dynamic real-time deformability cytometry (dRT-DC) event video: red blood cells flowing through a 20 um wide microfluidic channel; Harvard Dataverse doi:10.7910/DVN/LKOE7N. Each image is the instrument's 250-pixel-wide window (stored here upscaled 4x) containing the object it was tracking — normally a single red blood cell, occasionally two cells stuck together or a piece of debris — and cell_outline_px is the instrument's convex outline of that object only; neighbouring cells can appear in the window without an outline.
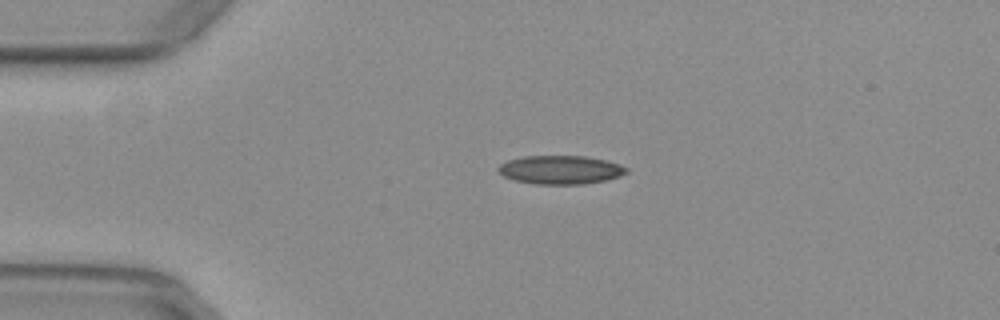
{"species": "common noctule bat (a hibernating species)", "species_latin": "Nyctalus noctula", "temperature_condition": "warm", "stored_images_in_passage": 43, "camera_frame_rate_fps": 3000, "um_per_image_px": 0.085, "animal": {"sex": "female", "body_mass_g": 29.2, "forearm_length_mm": 56.3}, "frame": {"image": 1, "passage_image": 3, "time_ms": 0.667, "image_size_px": [1000, 320], "cell_outline_px": [[628, 172], [620, 176], [604, 180], [584, 184], [536, 184], [516, 180], [504, 176], [496, 168], [500, 164], [508, 160], [524, 156], [584, 156], [604, 160], [620, 164], [628, 168]], "centroid_in_image_um": [47.65, 14.43], "position_along_channel_um": 37.4, "area_um2": 21.21}}
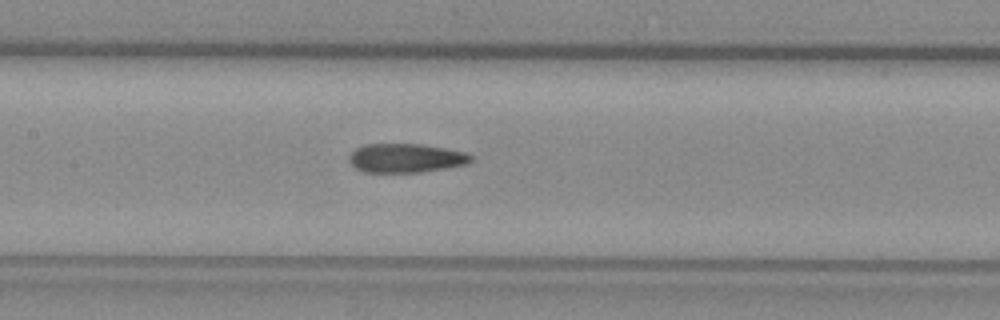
{"frame": {"image": 2, "passage_image": 16, "time_ms": 5.0, "image_size_px": [1000, 320], "cell_outline_px": [[472, 160], [468, 164], [420, 172], [364, 172], [356, 168], [348, 160], [348, 156], [356, 148], [364, 144], [420, 144], [444, 148], [464, 152], [472, 156]], "centroid_in_image_um": [34.47, 13.43], "position_along_channel_um": 172.9, "area_um2": 20.46}}
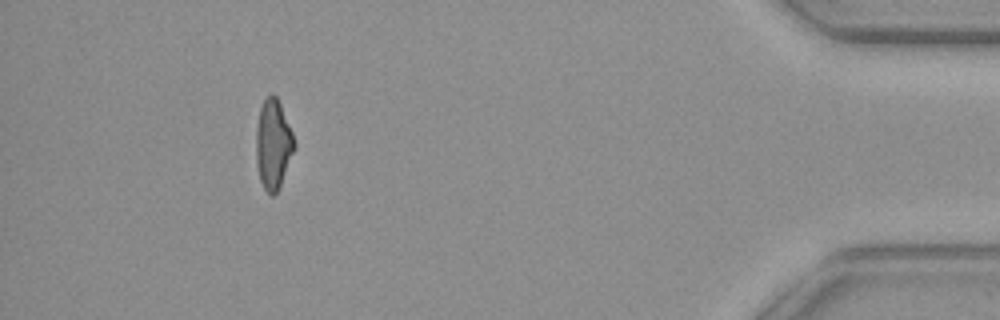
{"frame": {"image": 3, "passage_image": 39, "time_ms": 12.667, "image_size_px": [1000, 320], "cell_outline_px": [[296, 148], [280, 188], [272, 196], [264, 188], [260, 180], [256, 164], [256, 128], [260, 108], [264, 100], [272, 92], [276, 96], [280, 104], [292, 132], [296, 144]], "centroid_in_image_um": [23.23, 12.29], "position_along_channel_um": 412.0, "area_um2": 20.11}, "authors_computed_cell_mechanics": {"area_um2": 20.808, "velocity_mm_per_s": 3.9491, "shape_relaxation_time_tau1_ms": 9.2518, "shape_relaxation_time_tau2_ms": 2.7042, "deformation_change_tau1": 0.2414, "deformation_change_tau2": 0.1265}}